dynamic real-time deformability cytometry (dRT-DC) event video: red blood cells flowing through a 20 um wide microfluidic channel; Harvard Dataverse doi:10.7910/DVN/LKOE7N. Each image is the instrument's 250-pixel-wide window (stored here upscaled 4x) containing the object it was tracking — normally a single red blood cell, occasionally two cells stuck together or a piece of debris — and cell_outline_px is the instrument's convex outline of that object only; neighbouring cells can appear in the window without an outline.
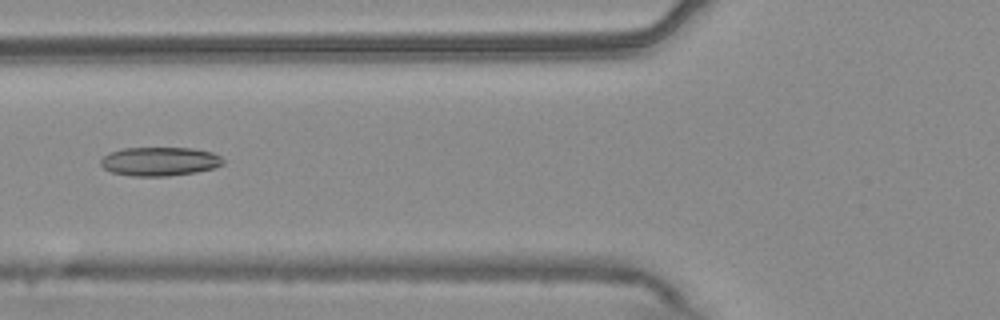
{"species": "common noctule bat (a hibernating species)", "species_latin": "Nyctalus noctula", "temperature_condition": "warm", "stored_images_in_passage": 54, "camera_frame_rate_fps": 3000, "um_per_image_px": 0.085, "animal": {"sex": "male", "body_mass_g": 20.4}, "frame": {"image": 1, "passage_image": 21, "time_ms": 6.667, "image_size_px": [1000, 320], "cell_outline_px": [[224, 164], [212, 168], [196, 172], [168, 176], [132, 176], [112, 172], [104, 168], [100, 164], [100, 160], [104, 156], [112, 152], [124, 148], [192, 148], [212, 152], [220, 156], [224, 160]], "centroid_in_image_um": [13.59, 13.72], "position_along_channel_um": 112.2, "area_um2": 20.46}}
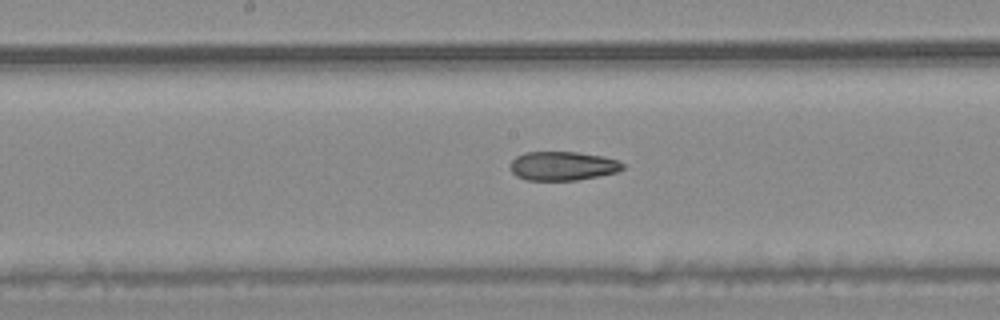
{"frame": {"image": 2, "passage_image": 28, "time_ms": 9.0, "image_size_px": [1000, 320], "cell_outline_px": [[624, 168], [616, 172], [576, 180], [528, 180], [516, 176], [512, 172], [512, 160], [516, 156], [524, 152], [576, 152], [604, 156], [616, 160], [624, 164]], "centroid_in_image_um": [47.82, 14.1], "position_along_channel_um": 200.4, "area_um2": 18.79}}
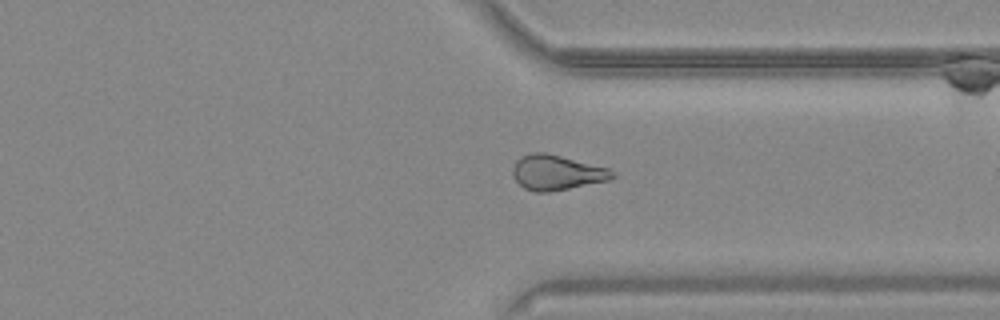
{"frame": {"image": 3, "passage_image": 41, "time_ms": 13.333, "image_size_px": [1000, 320], "cell_outline_px": [[616, 176], [608, 180], [548, 192], [536, 192], [524, 188], [512, 176], [512, 168], [516, 160], [520, 156], [532, 152], [548, 152], [608, 168], [616, 172]], "centroid_in_image_um": [47.29, 14.64], "position_along_channel_um": 364.1, "area_um2": 20.4}, "authors_computed_cell_mechanics": {"area_um2": 20.6635, "velocity_mm_per_s": 3.7769, "shape_relaxation_time_tau1_ms": null, "shape_relaxation_time_tau2_ms": 2.9959, "deformation_change_tau1": null, "deformation_change_tau2": 0.0994}}